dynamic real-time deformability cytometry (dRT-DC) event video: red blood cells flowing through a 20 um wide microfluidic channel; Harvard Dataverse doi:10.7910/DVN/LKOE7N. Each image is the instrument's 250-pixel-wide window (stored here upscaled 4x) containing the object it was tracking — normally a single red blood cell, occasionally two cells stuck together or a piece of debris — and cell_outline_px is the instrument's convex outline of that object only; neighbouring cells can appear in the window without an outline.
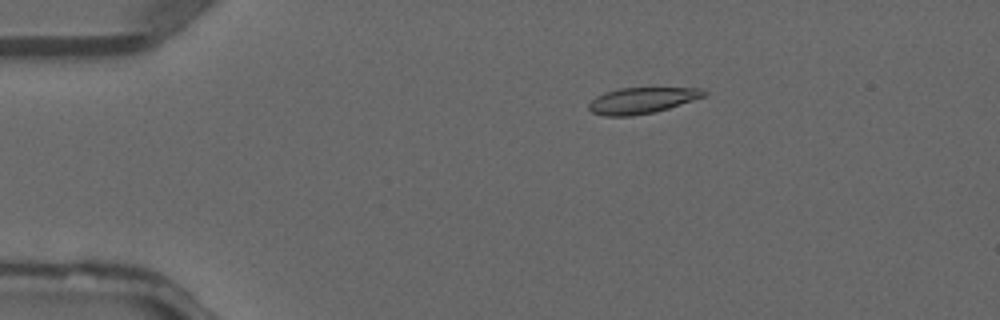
{"species": "common noctule bat (a hibernating species)", "species_latin": "Nyctalus noctula", "temperature_condition": "warm", "stored_images_in_passage": 5, "camera_frame_rate_fps": 3000, "um_per_image_px": 0.085, "animal": {"sex": "male", "forearm_length_mm": 52.5}, "frame": {"image": 1, "passage_image": 3, "time_ms": 0.667, "image_size_px": [1000, 320], "cell_outline_px": [[708, 92], [704, 96], [656, 112], [632, 116], [604, 116], [592, 112], [588, 108], [588, 104], [596, 96], [604, 92], [620, 88], [700, 88]], "centroid_in_image_um": [54.52, 8.54], "position_along_channel_um": 30.5, "area_um2": 17.4}}